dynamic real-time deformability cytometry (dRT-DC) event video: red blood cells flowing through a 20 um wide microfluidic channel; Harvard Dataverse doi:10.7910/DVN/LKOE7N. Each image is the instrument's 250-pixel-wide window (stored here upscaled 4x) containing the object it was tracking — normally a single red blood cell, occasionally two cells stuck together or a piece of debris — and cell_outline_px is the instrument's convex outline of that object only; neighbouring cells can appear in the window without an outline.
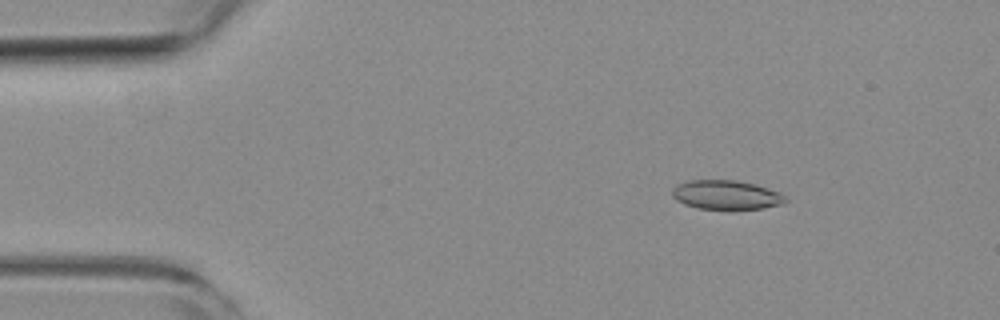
{"species": "common noctule bat (a hibernating species)", "species_latin": "Nyctalus noctula", "temperature_condition": "room temperature", "stored_images_in_passage": 54, "camera_frame_rate_fps": 3000, "um_per_image_px": 0.085, "animal": {"sex": "female", "body_mass_g": 19.3, "forearm_length_mm": 54.1}, "frame": {"image": 1, "passage_image": 8, "time_ms": 2.333, "image_size_px": [1000, 320], "cell_outline_px": [[788, 200], [784, 204], [764, 208], [732, 212], [728, 212], [696, 208], [684, 204], [676, 200], [672, 196], [672, 188], [688, 180], [736, 180], [756, 184], [780, 192]], "centroid_in_image_um": [61.76, 16.61], "position_along_channel_um": 23.2, "area_um2": 20.17}}
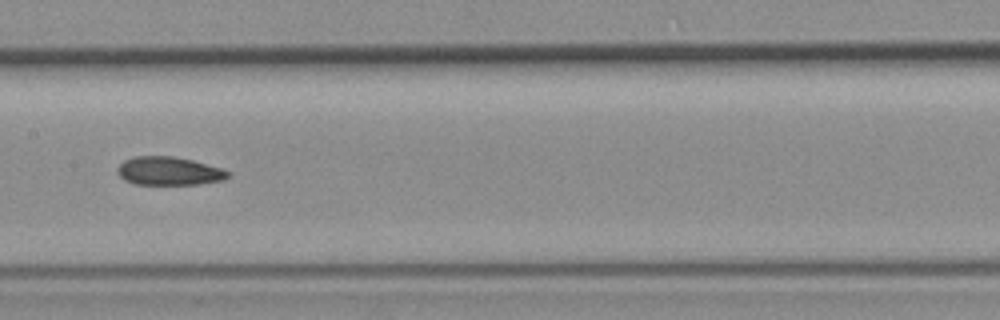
{"frame": {"image": 2, "passage_image": 27, "time_ms": 8.667, "image_size_px": [1000, 320], "cell_outline_px": [[232, 172], [224, 180], [196, 184], [136, 184], [124, 180], [116, 172], [116, 168], [124, 160], [136, 156], [172, 156], [192, 160], [224, 168]], "centroid_in_image_um": [14.37, 14.53], "position_along_channel_um": 193.0, "area_um2": 18.38}}
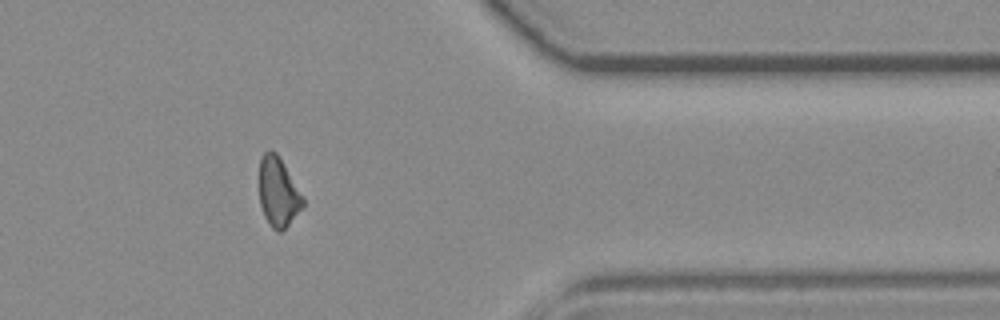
{"frame": {"image": 3, "passage_image": 44, "time_ms": 14.333, "image_size_px": [1000, 320], "cell_outline_px": [[304, 204], [288, 224], [280, 232], [276, 232], [268, 224], [264, 216], [260, 204], [260, 156], [264, 152], [276, 152], [304, 200]], "centroid_in_image_um": [23.61, 16.36], "position_along_channel_um": 387.8, "area_um2": 16.99}, "authors_computed_cell_mechanics": {"area_um2": 18.6983, "velocity_mm_per_s": 3.8065, "shape_relaxation_time_tau1_ms": null, "shape_relaxation_time_tau2_ms": 7.8736, "deformation_change_tau1": null, "deformation_change_tau2": 0.1379}}